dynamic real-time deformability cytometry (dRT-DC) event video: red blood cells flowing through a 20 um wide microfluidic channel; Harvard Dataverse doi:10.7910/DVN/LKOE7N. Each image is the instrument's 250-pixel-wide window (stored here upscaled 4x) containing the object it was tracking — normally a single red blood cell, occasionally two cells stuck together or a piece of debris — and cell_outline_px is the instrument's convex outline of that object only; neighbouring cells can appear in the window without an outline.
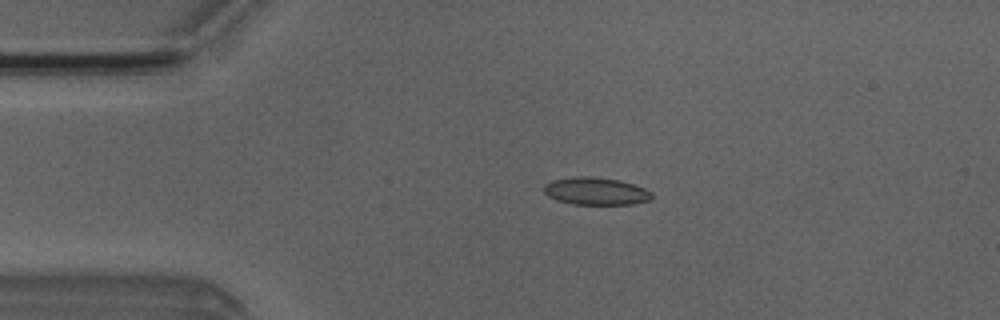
{"species": "Egyptian fruit bat (a non-hibernating species)", "species_latin": "Rousettus aegyptiacus", "temperature_condition": "room temperature", "stored_images_in_passage": 3, "camera_frame_rate_fps": 3000, "um_per_image_px": 0.085, "animal": {"sex": "male"}, "frame": {"image": 1, "passage_image": 2, "time_ms": 1.667, "image_size_px": [1000, 320], "cell_outline_px": [[652, 200], [632, 204], [572, 204], [556, 200], [548, 196], [544, 192], [544, 184], [552, 180], [580, 176], [592, 176], [620, 180], [644, 188], [652, 192]], "centroid_in_image_um": [50.65, 16.25], "position_along_channel_um": 34.4, "area_um2": 17.34}}